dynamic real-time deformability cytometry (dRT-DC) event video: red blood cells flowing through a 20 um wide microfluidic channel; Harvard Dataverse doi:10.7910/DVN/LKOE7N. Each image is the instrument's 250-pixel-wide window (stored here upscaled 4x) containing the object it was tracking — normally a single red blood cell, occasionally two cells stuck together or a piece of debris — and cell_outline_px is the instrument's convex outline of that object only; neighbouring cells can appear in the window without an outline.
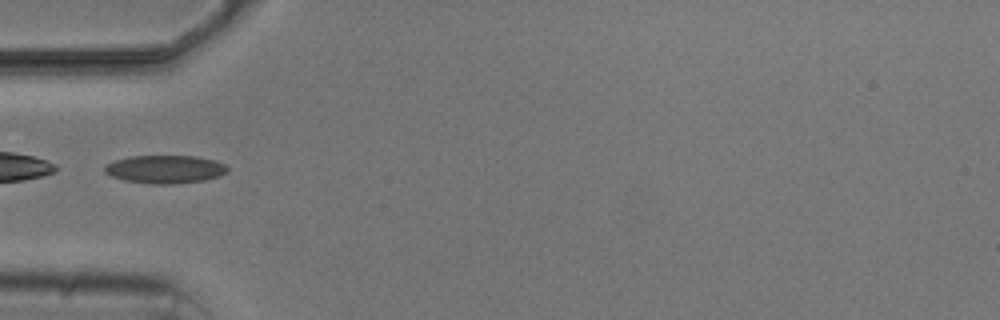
{"species": "common noctule bat (a hibernating species)", "species_latin": "Nyctalus noctula", "temperature_condition": "cold", "stored_images_in_passage": 3, "camera_frame_rate_fps": 3000, "um_per_image_px": 0.085, "animal": {"sex": "male", "body_mass_g": 20.5, "forearm_length_mm": 52.5}, "frame": {"image": 1, "passage_image": 1, "time_ms": 0.0, "image_size_px": [1000, 320], "cell_outline_px": [[228, 172], [204, 180], [172, 184], [152, 184], [124, 180], [112, 176], [104, 172], [104, 164], [128, 156], [196, 156], [216, 160], [224, 164], [228, 168]], "centroid_in_image_um": [14.01, 14.38], "position_along_channel_um": 71.0, "area_um2": 20.11}}
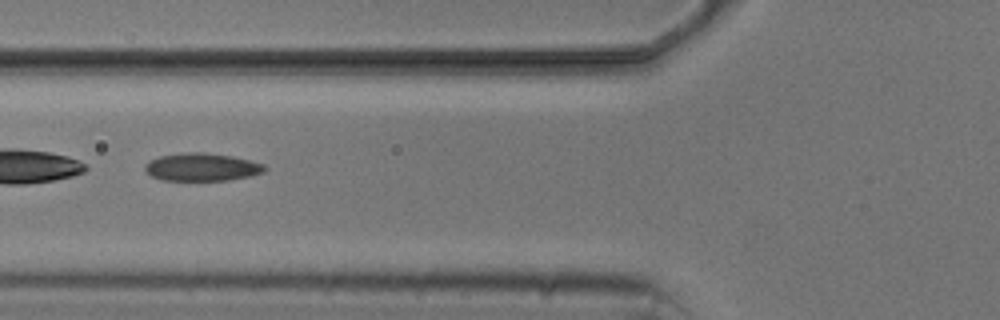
{"frame": {"image": 2, "passage_image": 2, "time_ms": 1.0, "image_size_px": [1000, 320], "cell_outline_px": [[268, 168], [264, 172], [252, 176], [228, 180], [160, 180], [152, 176], [144, 168], [144, 164], [148, 160], [160, 156], [184, 152], [204, 152], [232, 156], [264, 164]], "centroid_in_image_um": [17.16, 14.2], "position_along_channel_um": 108.6, "area_um2": 19.54}}
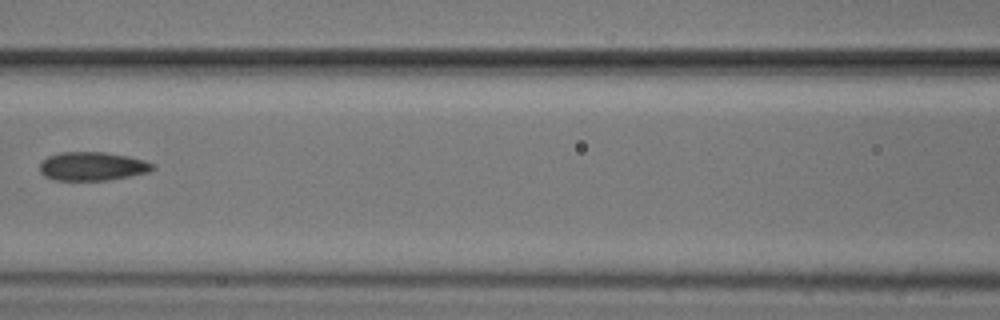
{"frame": {"image": 3, "passage_image": 3, "time_ms": 2.333, "image_size_px": [1000, 320], "cell_outline_px": [[156, 168], [148, 172], [128, 176], [104, 180], [56, 180], [44, 176], [40, 172], [40, 164], [48, 156], [60, 152], [104, 152], [128, 156], [144, 160], [156, 164]], "centroid_in_image_um": [7.86, 14.12], "position_along_channel_um": 158.7, "area_um2": 18.79}}